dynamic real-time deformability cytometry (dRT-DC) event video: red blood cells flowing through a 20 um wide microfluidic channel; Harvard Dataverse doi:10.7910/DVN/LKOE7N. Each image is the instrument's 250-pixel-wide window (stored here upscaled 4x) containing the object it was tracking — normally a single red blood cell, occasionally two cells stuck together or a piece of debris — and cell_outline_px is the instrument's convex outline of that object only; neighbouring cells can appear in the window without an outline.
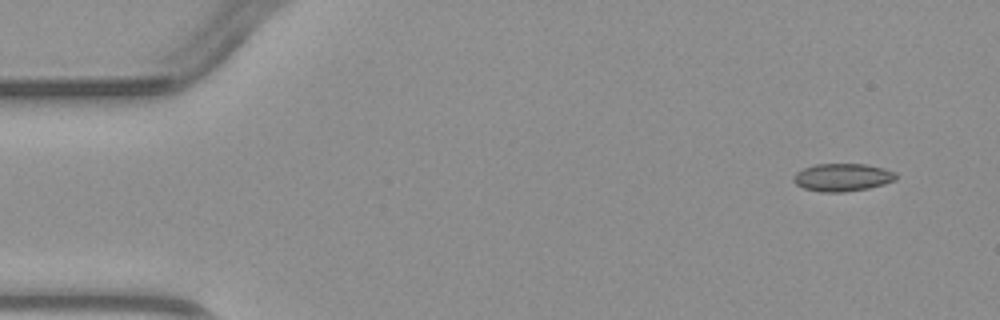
{"species": "common noctule bat (a hibernating species)", "species_latin": "Nyctalus noctula", "temperature_condition": "warm", "stored_images_in_passage": 3, "camera_frame_rate_fps": 3000, "um_per_image_px": 0.085, "animal": {"sex": "male", "body_mass_g": 23.1, "forearm_length_mm": 52.7}, "frame": {"image": 1, "passage_image": 1, "time_ms": 0.0, "image_size_px": [1000, 320], "cell_outline_px": [[896, 180], [884, 184], [868, 188], [844, 192], [820, 192], [804, 188], [796, 184], [792, 180], [796, 172], [804, 168], [816, 164], [864, 164], [884, 168], [896, 172]], "centroid_in_image_um": [71.61, 15.07], "position_along_channel_um": 13.4, "area_um2": 16.59}}
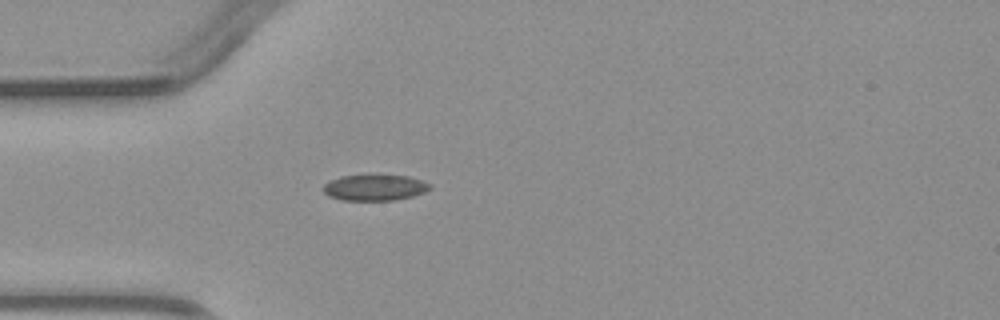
{"frame": {"image": 2, "passage_image": 3, "time_ms": 3.333, "image_size_px": [1000, 320], "cell_outline_px": [[432, 188], [424, 192], [412, 196], [392, 200], [344, 200], [328, 196], [324, 192], [324, 184], [340, 176], [368, 172], [408, 176], [432, 184]], "centroid_in_image_um": [31.86, 15.89], "position_along_channel_um": 53.1, "area_um2": 16.76}}